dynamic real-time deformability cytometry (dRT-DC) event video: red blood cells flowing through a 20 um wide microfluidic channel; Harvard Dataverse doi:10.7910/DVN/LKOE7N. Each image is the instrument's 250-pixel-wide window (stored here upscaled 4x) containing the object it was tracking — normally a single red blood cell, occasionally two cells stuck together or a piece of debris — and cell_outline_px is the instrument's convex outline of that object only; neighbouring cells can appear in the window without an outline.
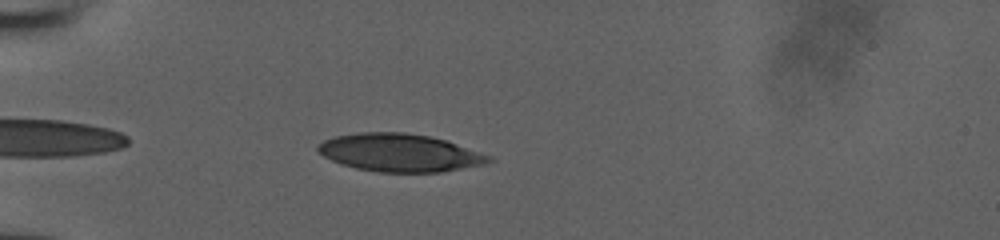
{"species": "human", "species_latin": "Homo sapiens", "temperature_condition": "room temperature", "stored_images_in_passage": 40, "camera_frame_rate_fps": 3000, "um_per_image_px": 0.085, "donor": {"sex": "male"}, "frame": {"image": 1, "passage_image": 4, "time_ms": 1.0, "image_size_px": [1000, 240], "cell_outline_px": [[496, 160], [484, 164], [440, 172], [376, 172], [356, 168], [340, 164], [316, 152], [316, 144], [324, 140], [336, 136], [360, 132], [404, 132], [428, 136], [444, 140], [492, 156]], "centroid_in_image_um": [33.94, 12.98], "position_along_channel_um": 51.1, "area_um2": 37.69}}
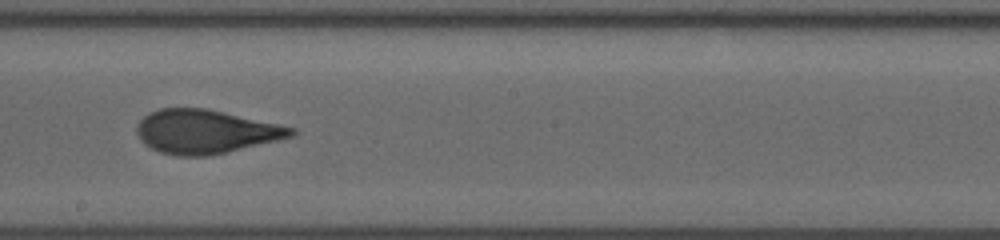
{"frame": {"image": 2, "passage_image": 19, "time_ms": 6.0, "image_size_px": [1000, 240], "cell_outline_px": [[296, 132], [292, 136], [276, 140], [208, 156], [176, 156], [160, 152], [144, 144], [140, 140], [136, 132], [136, 128], [140, 120], [148, 112], [160, 108], [208, 108], [296, 128]], "centroid_in_image_um": [17.42, 11.18], "position_along_channel_um": 230.8, "area_um2": 39.25}}
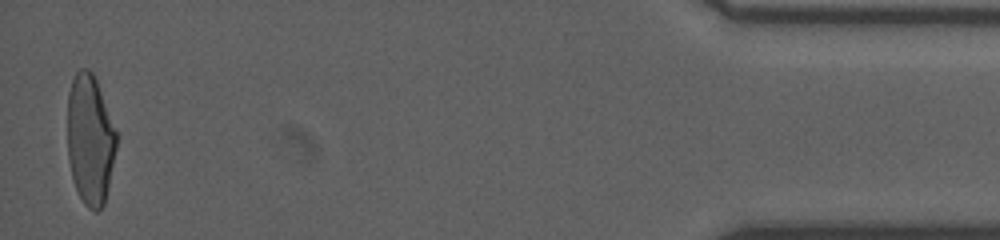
{"frame": {"image": 3, "passage_image": 39, "time_ms": 12.667, "image_size_px": [1000, 240], "cell_outline_px": [[116, 148], [104, 204], [96, 212], [88, 208], [84, 204], [76, 188], [72, 176], [68, 160], [68, 92], [72, 80], [76, 72], [80, 68], [88, 68], [92, 72], [96, 80], [116, 128]], "centroid_in_image_um": [7.65, 11.84], "position_along_channel_um": 427.6, "area_um2": 36.93}}